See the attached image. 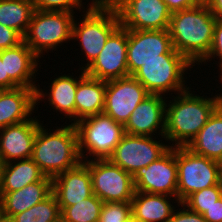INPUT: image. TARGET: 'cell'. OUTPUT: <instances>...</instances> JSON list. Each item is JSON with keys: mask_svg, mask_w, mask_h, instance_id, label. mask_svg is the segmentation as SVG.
Instances as JSON below:
<instances>
[{"mask_svg": "<svg viewBox=\"0 0 222 222\" xmlns=\"http://www.w3.org/2000/svg\"><path fill=\"white\" fill-rule=\"evenodd\" d=\"M216 20L205 1L173 12L168 29L173 48L199 66L211 50Z\"/></svg>", "mask_w": 222, "mask_h": 222, "instance_id": "6da1fadb", "label": "cell"}, {"mask_svg": "<svg viewBox=\"0 0 222 222\" xmlns=\"http://www.w3.org/2000/svg\"><path fill=\"white\" fill-rule=\"evenodd\" d=\"M191 89L166 101L164 137L168 145L172 143L170 147L187 146L220 105L217 95L203 97Z\"/></svg>", "mask_w": 222, "mask_h": 222, "instance_id": "7a4b0ae2", "label": "cell"}, {"mask_svg": "<svg viewBox=\"0 0 222 222\" xmlns=\"http://www.w3.org/2000/svg\"><path fill=\"white\" fill-rule=\"evenodd\" d=\"M54 127L56 129H51L53 132L51 130L49 132L43 123L39 125L31 156L45 176L50 178H54L82 162L75 125L70 123Z\"/></svg>", "mask_w": 222, "mask_h": 222, "instance_id": "3957f363", "label": "cell"}, {"mask_svg": "<svg viewBox=\"0 0 222 222\" xmlns=\"http://www.w3.org/2000/svg\"><path fill=\"white\" fill-rule=\"evenodd\" d=\"M91 3V4H90ZM88 3L83 18L73 21L72 40L78 42L86 61L80 69L85 70L100 54L108 37L120 26V19L113 4ZM78 21V22H77Z\"/></svg>", "mask_w": 222, "mask_h": 222, "instance_id": "277c9868", "label": "cell"}, {"mask_svg": "<svg viewBox=\"0 0 222 222\" xmlns=\"http://www.w3.org/2000/svg\"><path fill=\"white\" fill-rule=\"evenodd\" d=\"M192 66V67H191ZM193 64L180 53H166L164 60L148 61L132 75L150 94L164 96L172 92L182 93L189 89L184 75L190 74ZM189 69V70H188ZM188 71V72H187ZM186 84V86H185Z\"/></svg>", "mask_w": 222, "mask_h": 222, "instance_id": "5b68a950", "label": "cell"}, {"mask_svg": "<svg viewBox=\"0 0 222 222\" xmlns=\"http://www.w3.org/2000/svg\"><path fill=\"white\" fill-rule=\"evenodd\" d=\"M74 13L34 10L23 41L39 57L72 40Z\"/></svg>", "mask_w": 222, "mask_h": 222, "instance_id": "8992f818", "label": "cell"}, {"mask_svg": "<svg viewBox=\"0 0 222 222\" xmlns=\"http://www.w3.org/2000/svg\"><path fill=\"white\" fill-rule=\"evenodd\" d=\"M74 125L78 134L79 154L83 162L88 161L90 157L107 159L125 133L122 124L104 113L84 118Z\"/></svg>", "mask_w": 222, "mask_h": 222, "instance_id": "52a82bcc", "label": "cell"}, {"mask_svg": "<svg viewBox=\"0 0 222 222\" xmlns=\"http://www.w3.org/2000/svg\"><path fill=\"white\" fill-rule=\"evenodd\" d=\"M177 198L182 203L189 195L221 182L219 161L195 154L186 146L176 147Z\"/></svg>", "mask_w": 222, "mask_h": 222, "instance_id": "ba28073f", "label": "cell"}, {"mask_svg": "<svg viewBox=\"0 0 222 222\" xmlns=\"http://www.w3.org/2000/svg\"><path fill=\"white\" fill-rule=\"evenodd\" d=\"M90 171L92 190L105 202H131L135 194L133 175L107 159L84 162Z\"/></svg>", "mask_w": 222, "mask_h": 222, "instance_id": "9c48e42d", "label": "cell"}, {"mask_svg": "<svg viewBox=\"0 0 222 222\" xmlns=\"http://www.w3.org/2000/svg\"><path fill=\"white\" fill-rule=\"evenodd\" d=\"M162 139L155 140L153 136H138L124 133L108 159L126 172L134 175L137 170L147 167L161 157L169 148Z\"/></svg>", "mask_w": 222, "mask_h": 222, "instance_id": "30bf717a", "label": "cell"}, {"mask_svg": "<svg viewBox=\"0 0 222 222\" xmlns=\"http://www.w3.org/2000/svg\"><path fill=\"white\" fill-rule=\"evenodd\" d=\"M113 5L126 29H169L172 13L163 0H116Z\"/></svg>", "mask_w": 222, "mask_h": 222, "instance_id": "8fae6325", "label": "cell"}, {"mask_svg": "<svg viewBox=\"0 0 222 222\" xmlns=\"http://www.w3.org/2000/svg\"><path fill=\"white\" fill-rule=\"evenodd\" d=\"M166 53H179L173 48L168 29H128L126 56L129 75H133L141 65L148 61L164 60V54Z\"/></svg>", "mask_w": 222, "mask_h": 222, "instance_id": "7c38bea8", "label": "cell"}, {"mask_svg": "<svg viewBox=\"0 0 222 222\" xmlns=\"http://www.w3.org/2000/svg\"><path fill=\"white\" fill-rule=\"evenodd\" d=\"M177 178L176 147H170L157 160L135 172V192L177 197Z\"/></svg>", "mask_w": 222, "mask_h": 222, "instance_id": "4fadbf2b", "label": "cell"}, {"mask_svg": "<svg viewBox=\"0 0 222 222\" xmlns=\"http://www.w3.org/2000/svg\"><path fill=\"white\" fill-rule=\"evenodd\" d=\"M150 93L132 75L106 81L103 113L123 126Z\"/></svg>", "mask_w": 222, "mask_h": 222, "instance_id": "5bb4252c", "label": "cell"}, {"mask_svg": "<svg viewBox=\"0 0 222 222\" xmlns=\"http://www.w3.org/2000/svg\"><path fill=\"white\" fill-rule=\"evenodd\" d=\"M127 45L128 29L120 25L108 37L97 58L85 69L86 75L104 81L129 76Z\"/></svg>", "mask_w": 222, "mask_h": 222, "instance_id": "9a60e30c", "label": "cell"}, {"mask_svg": "<svg viewBox=\"0 0 222 222\" xmlns=\"http://www.w3.org/2000/svg\"><path fill=\"white\" fill-rule=\"evenodd\" d=\"M161 94H149L137 105L124 125V132L138 136L161 137L165 134L166 99ZM158 131V132H157Z\"/></svg>", "mask_w": 222, "mask_h": 222, "instance_id": "2e32d148", "label": "cell"}, {"mask_svg": "<svg viewBox=\"0 0 222 222\" xmlns=\"http://www.w3.org/2000/svg\"><path fill=\"white\" fill-rule=\"evenodd\" d=\"M37 117L0 129V159L3 164L31 158L34 139L41 124Z\"/></svg>", "mask_w": 222, "mask_h": 222, "instance_id": "e0dca14e", "label": "cell"}, {"mask_svg": "<svg viewBox=\"0 0 222 222\" xmlns=\"http://www.w3.org/2000/svg\"><path fill=\"white\" fill-rule=\"evenodd\" d=\"M52 193L59 206H73L93 195L91 174L82 161L76 167L52 178Z\"/></svg>", "mask_w": 222, "mask_h": 222, "instance_id": "ac0fdd59", "label": "cell"}, {"mask_svg": "<svg viewBox=\"0 0 222 222\" xmlns=\"http://www.w3.org/2000/svg\"><path fill=\"white\" fill-rule=\"evenodd\" d=\"M1 60L4 61L5 76L18 86L36 89V74L41 68L40 58L22 41L17 46L1 50ZM39 63V64H38Z\"/></svg>", "mask_w": 222, "mask_h": 222, "instance_id": "d6986e66", "label": "cell"}, {"mask_svg": "<svg viewBox=\"0 0 222 222\" xmlns=\"http://www.w3.org/2000/svg\"><path fill=\"white\" fill-rule=\"evenodd\" d=\"M80 71L81 75L79 74L78 77L72 76L69 73L68 75H58L49 83L51 85L47 86L50 91H48V93L47 91H43L45 89H41L38 84L35 90L36 106L40 101H46L48 98L47 102H49V106H51L56 113L57 111L61 114L63 113V116L65 115V118H68L71 124H75V94L78 82L86 75L85 70L81 69Z\"/></svg>", "mask_w": 222, "mask_h": 222, "instance_id": "ffe728a7", "label": "cell"}, {"mask_svg": "<svg viewBox=\"0 0 222 222\" xmlns=\"http://www.w3.org/2000/svg\"><path fill=\"white\" fill-rule=\"evenodd\" d=\"M35 90L26 87L0 90V129L32 118L36 109Z\"/></svg>", "mask_w": 222, "mask_h": 222, "instance_id": "44dd1931", "label": "cell"}, {"mask_svg": "<svg viewBox=\"0 0 222 222\" xmlns=\"http://www.w3.org/2000/svg\"><path fill=\"white\" fill-rule=\"evenodd\" d=\"M52 194V178L45 176L42 180L26 185L21 190L0 192V207L6 222L22 213Z\"/></svg>", "mask_w": 222, "mask_h": 222, "instance_id": "7402d4cb", "label": "cell"}, {"mask_svg": "<svg viewBox=\"0 0 222 222\" xmlns=\"http://www.w3.org/2000/svg\"><path fill=\"white\" fill-rule=\"evenodd\" d=\"M173 202L178 204L176 208L180 207L181 202L177 197L135 192L131 200L132 215L140 222H168L176 209Z\"/></svg>", "mask_w": 222, "mask_h": 222, "instance_id": "603a6c76", "label": "cell"}, {"mask_svg": "<svg viewBox=\"0 0 222 222\" xmlns=\"http://www.w3.org/2000/svg\"><path fill=\"white\" fill-rule=\"evenodd\" d=\"M106 81L85 75L75 94V123L84 118L103 113Z\"/></svg>", "mask_w": 222, "mask_h": 222, "instance_id": "cb8c5ba5", "label": "cell"}, {"mask_svg": "<svg viewBox=\"0 0 222 222\" xmlns=\"http://www.w3.org/2000/svg\"><path fill=\"white\" fill-rule=\"evenodd\" d=\"M195 154L216 161L222 159V106L210 115L207 123L186 146Z\"/></svg>", "mask_w": 222, "mask_h": 222, "instance_id": "d4e9b609", "label": "cell"}, {"mask_svg": "<svg viewBox=\"0 0 222 222\" xmlns=\"http://www.w3.org/2000/svg\"><path fill=\"white\" fill-rule=\"evenodd\" d=\"M44 177L45 174L31 158L5 163L2 167L0 192L21 190Z\"/></svg>", "mask_w": 222, "mask_h": 222, "instance_id": "484cf974", "label": "cell"}, {"mask_svg": "<svg viewBox=\"0 0 222 222\" xmlns=\"http://www.w3.org/2000/svg\"><path fill=\"white\" fill-rule=\"evenodd\" d=\"M34 10L32 0H0V24L24 37Z\"/></svg>", "mask_w": 222, "mask_h": 222, "instance_id": "4316f807", "label": "cell"}, {"mask_svg": "<svg viewBox=\"0 0 222 222\" xmlns=\"http://www.w3.org/2000/svg\"><path fill=\"white\" fill-rule=\"evenodd\" d=\"M104 202L95 194L73 206H59L61 216L68 222H98Z\"/></svg>", "mask_w": 222, "mask_h": 222, "instance_id": "83f0119b", "label": "cell"}, {"mask_svg": "<svg viewBox=\"0 0 222 222\" xmlns=\"http://www.w3.org/2000/svg\"><path fill=\"white\" fill-rule=\"evenodd\" d=\"M60 216L61 210L59 204L52 193L45 200L37 203L30 209L13 215L7 222H53Z\"/></svg>", "mask_w": 222, "mask_h": 222, "instance_id": "f1b7e54d", "label": "cell"}, {"mask_svg": "<svg viewBox=\"0 0 222 222\" xmlns=\"http://www.w3.org/2000/svg\"><path fill=\"white\" fill-rule=\"evenodd\" d=\"M222 197V182L189 195L183 202L193 212L203 214Z\"/></svg>", "mask_w": 222, "mask_h": 222, "instance_id": "f546056e", "label": "cell"}, {"mask_svg": "<svg viewBox=\"0 0 222 222\" xmlns=\"http://www.w3.org/2000/svg\"><path fill=\"white\" fill-rule=\"evenodd\" d=\"M132 215L131 202H105L98 222H125Z\"/></svg>", "mask_w": 222, "mask_h": 222, "instance_id": "4dcf8cb0", "label": "cell"}, {"mask_svg": "<svg viewBox=\"0 0 222 222\" xmlns=\"http://www.w3.org/2000/svg\"><path fill=\"white\" fill-rule=\"evenodd\" d=\"M34 9L41 11H64L69 13H75L74 9L85 11V3H82L83 0H32ZM83 6V7H82ZM82 8V9H81Z\"/></svg>", "mask_w": 222, "mask_h": 222, "instance_id": "1f68e13d", "label": "cell"}, {"mask_svg": "<svg viewBox=\"0 0 222 222\" xmlns=\"http://www.w3.org/2000/svg\"><path fill=\"white\" fill-rule=\"evenodd\" d=\"M218 58H219L218 67L221 68L222 67V20L217 19L214 27L211 50L200 63L201 64L205 63L207 65V63L209 61H212V59H214L213 61H215V59Z\"/></svg>", "mask_w": 222, "mask_h": 222, "instance_id": "d6a6232c", "label": "cell"}, {"mask_svg": "<svg viewBox=\"0 0 222 222\" xmlns=\"http://www.w3.org/2000/svg\"><path fill=\"white\" fill-rule=\"evenodd\" d=\"M23 37L14 29L0 24V50L17 46Z\"/></svg>", "mask_w": 222, "mask_h": 222, "instance_id": "836d02e7", "label": "cell"}, {"mask_svg": "<svg viewBox=\"0 0 222 222\" xmlns=\"http://www.w3.org/2000/svg\"><path fill=\"white\" fill-rule=\"evenodd\" d=\"M180 206L183 208H177L168 222H207L202 214L191 211L182 203Z\"/></svg>", "mask_w": 222, "mask_h": 222, "instance_id": "e575fe53", "label": "cell"}, {"mask_svg": "<svg viewBox=\"0 0 222 222\" xmlns=\"http://www.w3.org/2000/svg\"><path fill=\"white\" fill-rule=\"evenodd\" d=\"M202 216L207 222H222V197L209 207Z\"/></svg>", "mask_w": 222, "mask_h": 222, "instance_id": "d590c367", "label": "cell"}, {"mask_svg": "<svg viewBox=\"0 0 222 222\" xmlns=\"http://www.w3.org/2000/svg\"><path fill=\"white\" fill-rule=\"evenodd\" d=\"M168 6L171 13L180 11L183 9L191 8L197 5L200 0H163Z\"/></svg>", "mask_w": 222, "mask_h": 222, "instance_id": "8d00e7d4", "label": "cell"}, {"mask_svg": "<svg viewBox=\"0 0 222 222\" xmlns=\"http://www.w3.org/2000/svg\"><path fill=\"white\" fill-rule=\"evenodd\" d=\"M18 86L9 78L5 76L4 61L1 60V50H0V90L3 89H14Z\"/></svg>", "mask_w": 222, "mask_h": 222, "instance_id": "74e56055", "label": "cell"}, {"mask_svg": "<svg viewBox=\"0 0 222 222\" xmlns=\"http://www.w3.org/2000/svg\"><path fill=\"white\" fill-rule=\"evenodd\" d=\"M211 13L218 19L222 20V0H205Z\"/></svg>", "mask_w": 222, "mask_h": 222, "instance_id": "f35d334b", "label": "cell"}, {"mask_svg": "<svg viewBox=\"0 0 222 222\" xmlns=\"http://www.w3.org/2000/svg\"><path fill=\"white\" fill-rule=\"evenodd\" d=\"M116 0H92L93 3L113 4Z\"/></svg>", "mask_w": 222, "mask_h": 222, "instance_id": "ab89813d", "label": "cell"}, {"mask_svg": "<svg viewBox=\"0 0 222 222\" xmlns=\"http://www.w3.org/2000/svg\"><path fill=\"white\" fill-rule=\"evenodd\" d=\"M221 73V75L219 76V77H221V78H219L220 80H221V83H222V67L221 68H219L218 69ZM217 98L219 99V104H220V106H222V93H220V94H217Z\"/></svg>", "mask_w": 222, "mask_h": 222, "instance_id": "60d3db41", "label": "cell"}, {"mask_svg": "<svg viewBox=\"0 0 222 222\" xmlns=\"http://www.w3.org/2000/svg\"><path fill=\"white\" fill-rule=\"evenodd\" d=\"M125 222H140L135 216L130 215V217Z\"/></svg>", "mask_w": 222, "mask_h": 222, "instance_id": "b9f144b4", "label": "cell"}, {"mask_svg": "<svg viewBox=\"0 0 222 222\" xmlns=\"http://www.w3.org/2000/svg\"><path fill=\"white\" fill-rule=\"evenodd\" d=\"M2 167H3V162L0 159V186H1Z\"/></svg>", "mask_w": 222, "mask_h": 222, "instance_id": "7bdbcfd3", "label": "cell"}, {"mask_svg": "<svg viewBox=\"0 0 222 222\" xmlns=\"http://www.w3.org/2000/svg\"><path fill=\"white\" fill-rule=\"evenodd\" d=\"M0 222H6L3 214H2V210H1V207H0Z\"/></svg>", "mask_w": 222, "mask_h": 222, "instance_id": "ee69618b", "label": "cell"}, {"mask_svg": "<svg viewBox=\"0 0 222 222\" xmlns=\"http://www.w3.org/2000/svg\"><path fill=\"white\" fill-rule=\"evenodd\" d=\"M53 222H68V221H66L62 216H60L57 220Z\"/></svg>", "mask_w": 222, "mask_h": 222, "instance_id": "f6af8a7d", "label": "cell"}, {"mask_svg": "<svg viewBox=\"0 0 222 222\" xmlns=\"http://www.w3.org/2000/svg\"><path fill=\"white\" fill-rule=\"evenodd\" d=\"M219 163H220V177L222 182V159L219 161Z\"/></svg>", "mask_w": 222, "mask_h": 222, "instance_id": "bcb514c9", "label": "cell"}]
</instances>
